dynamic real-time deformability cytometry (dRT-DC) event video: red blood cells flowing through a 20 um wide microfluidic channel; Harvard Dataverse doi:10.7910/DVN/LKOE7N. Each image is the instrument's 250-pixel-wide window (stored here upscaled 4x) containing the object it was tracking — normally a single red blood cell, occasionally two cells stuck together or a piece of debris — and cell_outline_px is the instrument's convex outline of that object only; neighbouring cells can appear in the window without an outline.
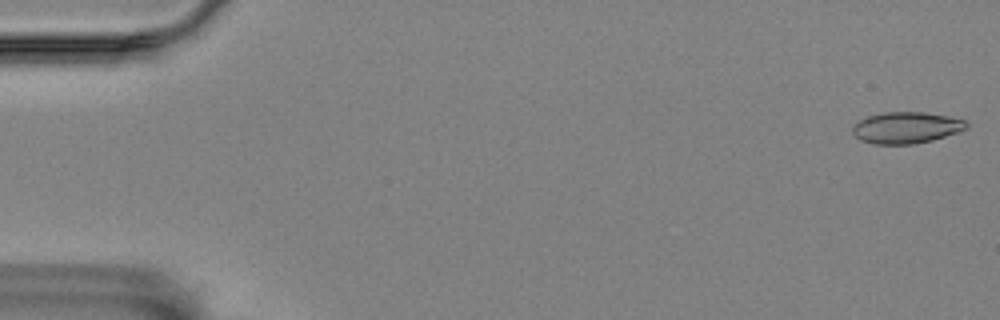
{"species": "Egyptian fruit bat (a non-hibernating species)", "species_latin": "Rousettus aegyptiacus", "temperature_condition": "room temperature", "stored_images_in_passage": 56, "camera_frame_rate_fps": 3000, "um_per_image_px": 0.085, "animal": {"sex": "female"}, "frame": {"image": 1, "passage_image": 1, "time_ms": 0.0, "image_size_px": [1000, 320], "cell_outline_px": [[968, 128], [960, 132], [932, 140], [912, 144], [876, 144], [860, 140], [852, 132], [852, 128], [860, 120], [868, 116], [880, 112], [924, 112], [948, 116], [964, 120], [968, 124]], "centroid_in_image_um": [77.05, 10.85], "position_along_channel_um": 7.9, "area_um2": 20.87}}
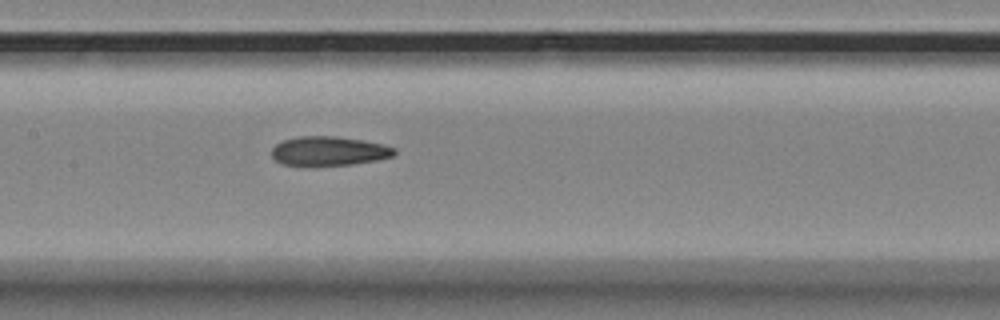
{"frame": {"image": 2, "passage_image": 27, "time_ms": 8.667, "image_size_px": [1000, 320], "cell_outline_px": [[396, 152], [392, 156], [376, 160], [352, 164], [312, 168], [280, 164], [272, 156], [272, 148], [276, 144], [284, 140], [296, 136], [336, 136], [364, 140], [384, 144], [396, 148]], "centroid_in_image_um": [27.92, 12.87], "position_along_channel_um": 179.5, "area_um2": 21.62}}
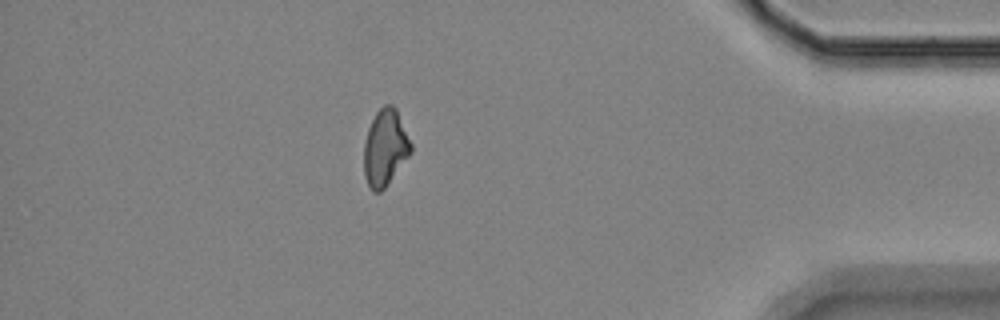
{"frame": {"image": 3, "passage_image": 49, "time_ms": 16.0, "image_size_px": [1000, 320], "cell_outline_px": [[412, 152], [384, 188], [380, 192], [372, 192], [364, 176], [364, 144], [368, 128], [376, 112], [384, 104], [392, 104], [396, 108], [412, 144]], "centroid_in_image_um": [32.74, 12.55], "position_along_channel_um": 402.5, "area_um2": 20.87}, "authors_computed_cell_mechanics": {"area_um2": 21.0392, "velocity_mm_per_s": 3.5656, "shape_relaxation_time_tau1_ms": 6.198, "shape_relaxation_time_tau2_ms": 5.9799, "deformation_change_tau1": 0.1153, "deformation_change_tau2": 0.1345}}